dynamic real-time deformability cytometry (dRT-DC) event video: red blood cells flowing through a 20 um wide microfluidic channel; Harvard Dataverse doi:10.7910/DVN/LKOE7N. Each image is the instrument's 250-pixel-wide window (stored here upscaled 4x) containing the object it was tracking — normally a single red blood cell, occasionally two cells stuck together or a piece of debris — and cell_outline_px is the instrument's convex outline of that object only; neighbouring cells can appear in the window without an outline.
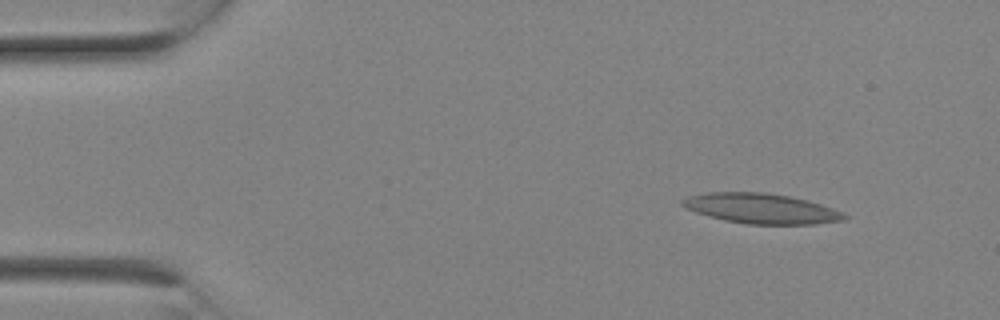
{"species": "Egyptian fruit bat (a non-hibernating species)", "species_latin": "Rousettus aegyptiacus", "temperature_condition": "room temperature", "stored_images_in_passage": 3, "segment_of_instrument_passage": [1, 2], "camera_frame_rate_fps": 3000, "um_per_image_px": 0.085, "animal": {"sex": "female"}, "frame": {"image": 1, "passage_image": 1, "time_ms": 0.0, "image_size_px": [1000, 320], "cell_outline_px": [[848, 216], [844, 220], [816, 224], [748, 224], [724, 220], [696, 212], [680, 204], [680, 200], [688, 196], [708, 192], [764, 192], [788, 196], [808, 200], [844, 212]], "centroid_in_image_um": [64.72, 17.72], "position_along_channel_um": 20.3, "area_um2": 28.32}}